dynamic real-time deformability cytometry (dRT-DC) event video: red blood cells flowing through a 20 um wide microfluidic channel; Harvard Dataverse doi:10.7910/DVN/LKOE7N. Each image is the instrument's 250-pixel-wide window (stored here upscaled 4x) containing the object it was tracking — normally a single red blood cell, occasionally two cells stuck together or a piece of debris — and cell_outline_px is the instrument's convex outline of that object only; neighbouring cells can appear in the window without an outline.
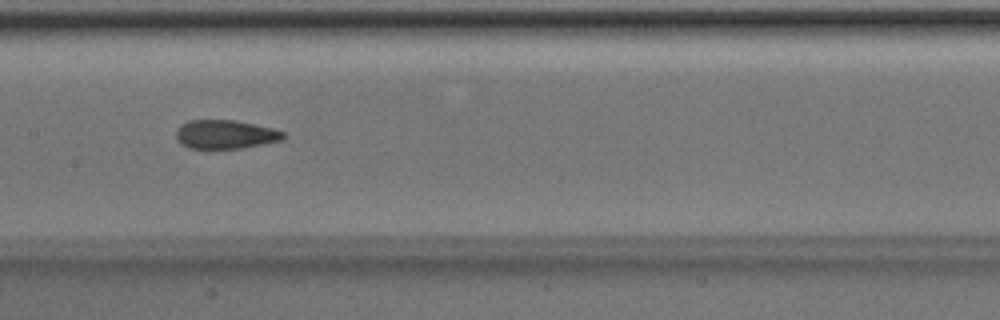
{"species": "Egyptian fruit bat (a non-hibernating species)", "species_latin": "Rousettus aegyptiacus", "temperature_condition": "room temperature", "stored_images_in_passage": 50, "camera_frame_rate_fps": 3000, "um_per_image_px": 0.085, "animal": {"sex": "male"}, "frame": {"image": 1, "passage_image": 25, "time_ms": 8.0, "image_size_px": [1000, 320], "cell_outline_px": [[284, 140], [240, 148], [188, 148], [180, 144], [176, 140], [176, 128], [180, 124], [188, 120], [236, 120], [272, 128], [284, 132]], "centroid_in_image_um": [19.11, 11.41], "position_along_channel_um": 188.3, "area_um2": 18.09}}
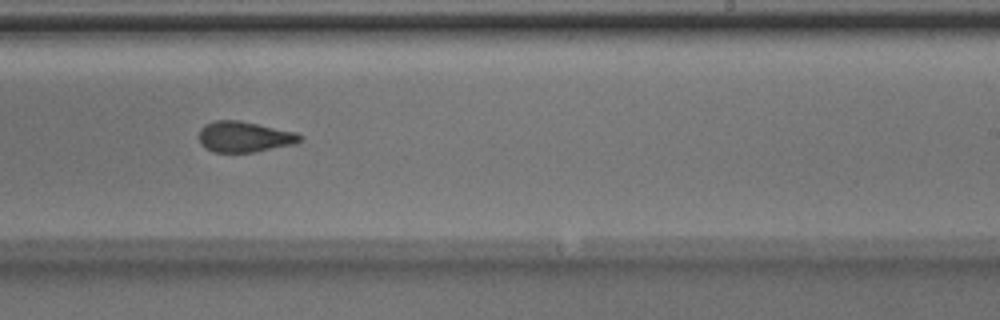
{"frame": {"image": 2, "passage_image": 31, "time_ms": 10.0, "image_size_px": [1000, 320], "cell_outline_px": [[304, 136], [300, 140], [292, 144], [252, 152], [212, 152], [204, 148], [200, 144], [200, 128], [204, 124], [216, 120], [240, 120], [296, 132]], "centroid_in_image_um": [20.73, 11.62], "position_along_channel_um": 268.3, "area_um2": 18.03}}
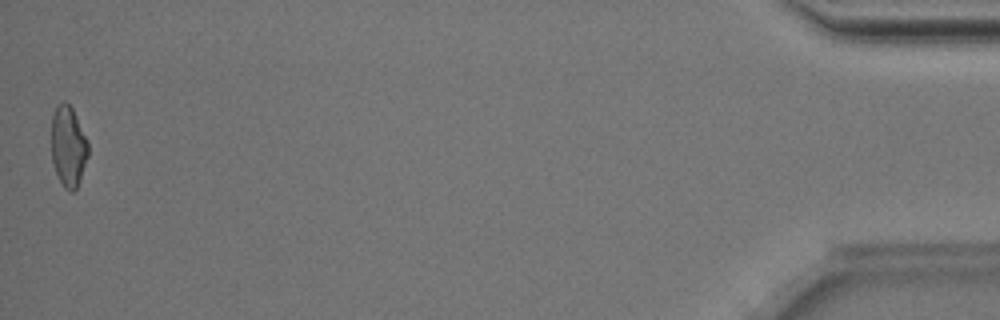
{"frame": {"image": 3, "passage_image": 50, "time_ms": 16.333, "image_size_px": [1000, 320], "cell_outline_px": [[88, 156], [76, 188], [72, 192], [64, 188], [56, 172], [52, 160], [52, 116], [56, 104], [64, 100], [72, 108], [88, 140]], "centroid_in_image_um": [5.8, 12.4], "position_along_channel_um": 429.4, "area_um2": 17.17}, "authors_computed_cell_mechanics": {"area_um2": 18.2937, "velocity_mm_per_s": 4.0231, "shape_relaxation_time_tau1_ms": 7.9516, "shape_relaxation_time_tau2_ms": 1.4328, "deformation_change_tau1": 0.1754, "deformation_change_tau2": 0.0822}}